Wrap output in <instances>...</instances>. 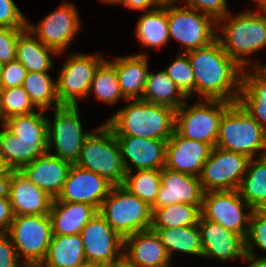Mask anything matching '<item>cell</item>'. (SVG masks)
Instances as JSON below:
<instances>
[{"label":"cell","instance_id":"cell-33","mask_svg":"<svg viewBox=\"0 0 266 267\" xmlns=\"http://www.w3.org/2000/svg\"><path fill=\"white\" fill-rule=\"evenodd\" d=\"M238 190L252 209H260L266 203V155L249 159Z\"/></svg>","mask_w":266,"mask_h":267},{"label":"cell","instance_id":"cell-7","mask_svg":"<svg viewBox=\"0 0 266 267\" xmlns=\"http://www.w3.org/2000/svg\"><path fill=\"white\" fill-rule=\"evenodd\" d=\"M232 104L220 99H200L189 106L185 101L175 110L174 131L187 139L216 147L220 120Z\"/></svg>","mask_w":266,"mask_h":267},{"label":"cell","instance_id":"cell-46","mask_svg":"<svg viewBox=\"0 0 266 267\" xmlns=\"http://www.w3.org/2000/svg\"><path fill=\"white\" fill-rule=\"evenodd\" d=\"M7 233H0V267H26Z\"/></svg>","mask_w":266,"mask_h":267},{"label":"cell","instance_id":"cell-28","mask_svg":"<svg viewBox=\"0 0 266 267\" xmlns=\"http://www.w3.org/2000/svg\"><path fill=\"white\" fill-rule=\"evenodd\" d=\"M59 54L52 48L44 45L29 29L25 28L16 43V60L27 72H49L54 63L51 56Z\"/></svg>","mask_w":266,"mask_h":267},{"label":"cell","instance_id":"cell-12","mask_svg":"<svg viewBox=\"0 0 266 267\" xmlns=\"http://www.w3.org/2000/svg\"><path fill=\"white\" fill-rule=\"evenodd\" d=\"M246 210V213L244 209ZM253 209L241 198L239 190L204 193L201 215L246 238Z\"/></svg>","mask_w":266,"mask_h":267},{"label":"cell","instance_id":"cell-29","mask_svg":"<svg viewBox=\"0 0 266 267\" xmlns=\"http://www.w3.org/2000/svg\"><path fill=\"white\" fill-rule=\"evenodd\" d=\"M134 32L138 43L143 47L161 49L167 46L170 41L167 2L144 12L138 19Z\"/></svg>","mask_w":266,"mask_h":267},{"label":"cell","instance_id":"cell-14","mask_svg":"<svg viewBox=\"0 0 266 267\" xmlns=\"http://www.w3.org/2000/svg\"><path fill=\"white\" fill-rule=\"evenodd\" d=\"M249 158L241 153L213 147L199 175L203 190H238L246 173Z\"/></svg>","mask_w":266,"mask_h":267},{"label":"cell","instance_id":"cell-42","mask_svg":"<svg viewBox=\"0 0 266 267\" xmlns=\"http://www.w3.org/2000/svg\"><path fill=\"white\" fill-rule=\"evenodd\" d=\"M27 21L13 0H0V27L27 28Z\"/></svg>","mask_w":266,"mask_h":267},{"label":"cell","instance_id":"cell-48","mask_svg":"<svg viewBox=\"0 0 266 267\" xmlns=\"http://www.w3.org/2000/svg\"><path fill=\"white\" fill-rule=\"evenodd\" d=\"M120 5L135 11H150L162 4L159 0H120Z\"/></svg>","mask_w":266,"mask_h":267},{"label":"cell","instance_id":"cell-47","mask_svg":"<svg viewBox=\"0 0 266 267\" xmlns=\"http://www.w3.org/2000/svg\"><path fill=\"white\" fill-rule=\"evenodd\" d=\"M14 218L9 198L0 199V233H7Z\"/></svg>","mask_w":266,"mask_h":267},{"label":"cell","instance_id":"cell-25","mask_svg":"<svg viewBox=\"0 0 266 267\" xmlns=\"http://www.w3.org/2000/svg\"><path fill=\"white\" fill-rule=\"evenodd\" d=\"M238 103L266 131V68H244Z\"/></svg>","mask_w":266,"mask_h":267},{"label":"cell","instance_id":"cell-34","mask_svg":"<svg viewBox=\"0 0 266 267\" xmlns=\"http://www.w3.org/2000/svg\"><path fill=\"white\" fill-rule=\"evenodd\" d=\"M46 111L38 110L25 115L12 116L3 124L17 139L36 141V145H48Z\"/></svg>","mask_w":266,"mask_h":267},{"label":"cell","instance_id":"cell-8","mask_svg":"<svg viewBox=\"0 0 266 267\" xmlns=\"http://www.w3.org/2000/svg\"><path fill=\"white\" fill-rule=\"evenodd\" d=\"M7 235L25 266L38 267L46 257L53 236L50 216L49 214L14 216Z\"/></svg>","mask_w":266,"mask_h":267},{"label":"cell","instance_id":"cell-54","mask_svg":"<svg viewBox=\"0 0 266 267\" xmlns=\"http://www.w3.org/2000/svg\"><path fill=\"white\" fill-rule=\"evenodd\" d=\"M100 1L103 2V3H105V4H107V5H108V4H109V5H111V4H112V5H113V4H115V5L117 4V5H118V4L120 3V0H100Z\"/></svg>","mask_w":266,"mask_h":267},{"label":"cell","instance_id":"cell-20","mask_svg":"<svg viewBox=\"0 0 266 267\" xmlns=\"http://www.w3.org/2000/svg\"><path fill=\"white\" fill-rule=\"evenodd\" d=\"M212 147L178 135L175 131L166 143V168L199 177Z\"/></svg>","mask_w":266,"mask_h":267},{"label":"cell","instance_id":"cell-37","mask_svg":"<svg viewBox=\"0 0 266 267\" xmlns=\"http://www.w3.org/2000/svg\"><path fill=\"white\" fill-rule=\"evenodd\" d=\"M91 93L96 100L107 105L117 104L120 99L126 100L120 90L115 66L106 58L99 64L94 73L89 96Z\"/></svg>","mask_w":266,"mask_h":267},{"label":"cell","instance_id":"cell-40","mask_svg":"<svg viewBox=\"0 0 266 267\" xmlns=\"http://www.w3.org/2000/svg\"><path fill=\"white\" fill-rule=\"evenodd\" d=\"M176 55L177 56L173 59L172 63L164 70L181 93L189 99L195 93L194 72L188 56L185 53L181 52Z\"/></svg>","mask_w":266,"mask_h":267},{"label":"cell","instance_id":"cell-43","mask_svg":"<svg viewBox=\"0 0 266 267\" xmlns=\"http://www.w3.org/2000/svg\"><path fill=\"white\" fill-rule=\"evenodd\" d=\"M178 3L180 0H176ZM187 7L211 16L216 22L229 13L227 0H182Z\"/></svg>","mask_w":266,"mask_h":267},{"label":"cell","instance_id":"cell-56","mask_svg":"<svg viewBox=\"0 0 266 267\" xmlns=\"http://www.w3.org/2000/svg\"><path fill=\"white\" fill-rule=\"evenodd\" d=\"M259 210L266 214V203Z\"/></svg>","mask_w":266,"mask_h":267},{"label":"cell","instance_id":"cell-6","mask_svg":"<svg viewBox=\"0 0 266 267\" xmlns=\"http://www.w3.org/2000/svg\"><path fill=\"white\" fill-rule=\"evenodd\" d=\"M98 211L123 239L151 229V206L123 186H112Z\"/></svg>","mask_w":266,"mask_h":267},{"label":"cell","instance_id":"cell-11","mask_svg":"<svg viewBox=\"0 0 266 267\" xmlns=\"http://www.w3.org/2000/svg\"><path fill=\"white\" fill-rule=\"evenodd\" d=\"M63 62L56 79L57 95L61 106H78L87 99L94 73L105 59L103 53H71Z\"/></svg>","mask_w":266,"mask_h":267},{"label":"cell","instance_id":"cell-38","mask_svg":"<svg viewBox=\"0 0 266 267\" xmlns=\"http://www.w3.org/2000/svg\"><path fill=\"white\" fill-rule=\"evenodd\" d=\"M127 172L123 187L152 206L155 203L161 185V170L145 169Z\"/></svg>","mask_w":266,"mask_h":267},{"label":"cell","instance_id":"cell-55","mask_svg":"<svg viewBox=\"0 0 266 267\" xmlns=\"http://www.w3.org/2000/svg\"><path fill=\"white\" fill-rule=\"evenodd\" d=\"M74 267H99V266L91 264L89 262H85V263H82V264H80L78 266H74Z\"/></svg>","mask_w":266,"mask_h":267},{"label":"cell","instance_id":"cell-27","mask_svg":"<svg viewBox=\"0 0 266 267\" xmlns=\"http://www.w3.org/2000/svg\"><path fill=\"white\" fill-rule=\"evenodd\" d=\"M0 130V154L6 167L19 171L48 151V145H36V141L17 139L3 124Z\"/></svg>","mask_w":266,"mask_h":267},{"label":"cell","instance_id":"cell-51","mask_svg":"<svg viewBox=\"0 0 266 267\" xmlns=\"http://www.w3.org/2000/svg\"><path fill=\"white\" fill-rule=\"evenodd\" d=\"M102 267H138L137 265L131 263L124 255L116 261L111 262L108 265Z\"/></svg>","mask_w":266,"mask_h":267},{"label":"cell","instance_id":"cell-9","mask_svg":"<svg viewBox=\"0 0 266 267\" xmlns=\"http://www.w3.org/2000/svg\"><path fill=\"white\" fill-rule=\"evenodd\" d=\"M177 4L167 2L169 38L182 45L183 53L204 48L216 40L217 22L211 16Z\"/></svg>","mask_w":266,"mask_h":267},{"label":"cell","instance_id":"cell-1","mask_svg":"<svg viewBox=\"0 0 266 267\" xmlns=\"http://www.w3.org/2000/svg\"><path fill=\"white\" fill-rule=\"evenodd\" d=\"M185 54L194 72L195 93L201 99L238 102L244 68L224 51L217 39Z\"/></svg>","mask_w":266,"mask_h":267},{"label":"cell","instance_id":"cell-36","mask_svg":"<svg viewBox=\"0 0 266 267\" xmlns=\"http://www.w3.org/2000/svg\"><path fill=\"white\" fill-rule=\"evenodd\" d=\"M202 206L177 203L162 208H152L151 228L188 227L196 225Z\"/></svg>","mask_w":266,"mask_h":267},{"label":"cell","instance_id":"cell-23","mask_svg":"<svg viewBox=\"0 0 266 267\" xmlns=\"http://www.w3.org/2000/svg\"><path fill=\"white\" fill-rule=\"evenodd\" d=\"M9 200L14 216L49 214L53 198L20 171L11 170Z\"/></svg>","mask_w":266,"mask_h":267},{"label":"cell","instance_id":"cell-26","mask_svg":"<svg viewBox=\"0 0 266 267\" xmlns=\"http://www.w3.org/2000/svg\"><path fill=\"white\" fill-rule=\"evenodd\" d=\"M98 209L86 203H73L53 199L49 216L53 235L80 234Z\"/></svg>","mask_w":266,"mask_h":267},{"label":"cell","instance_id":"cell-53","mask_svg":"<svg viewBox=\"0 0 266 267\" xmlns=\"http://www.w3.org/2000/svg\"><path fill=\"white\" fill-rule=\"evenodd\" d=\"M7 170H8V168L4 164L2 156L0 154V175L4 174Z\"/></svg>","mask_w":266,"mask_h":267},{"label":"cell","instance_id":"cell-49","mask_svg":"<svg viewBox=\"0 0 266 267\" xmlns=\"http://www.w3.org/2000/svg\"><path fill=\"white\" fill-rule=\"evenodd\" d=\"M11 182V170L8 169L4 174L0 175V199L9 198Z\"/></svg>","mask_w":266,"mask_h":267},{"label":"cell","instance_id":"cell-41","mask_svg":"<svg viewBox=\"0 0 266 267\" xmlns=\"http://www.w3.org/2000/svg\"><path fill=\"white\" fill-rule=\"evenodd\" d=\"M246 253L257 256L254 248L266 252V214L259 209H253L248 232L245 238ZM266 258V256H261Z\"/></svg>","mask_w":266,"mask_h":267},{"label":"cell","instance_id":"cell-21","mask_svg":"<svg viewBox=\"0 0 266 267\" xmlns=\"http://www.w3.org/2000/svg\"><path fill=\"white\" fill-rule=\"evenodd\" d=\"M71 164L48 152L23 166L19 171L51 198L60 194Z\"/></svg>","mask_w":266,"mask_h":267},{"label":"cell","instance_id":"cell-31","mask_svg":"<svg viewBox=\"0 0 266 267\" xmlns=\"http://www.w3.org/2000/svg\"><path fill=\"white\" fill-rule=\"evenodd\" d=\"M158 235L170 259L176 252L202 258L201 237L198 224L188 227L151 228Z\"/></svg>","mask_w":266,"mask_h":267},{"label":"cell","instance_id":"cell-19","mask_svg":"<svg viewBox=\"0 0 266 267\" xmlns=\"http://www.w3.org/2000/svg\"><path fill=\"white\" fill-rule=\"evenodd\" d=\"M126 172L145 169L161 170L165 166L167 140L116 136ZM133 167V168H132Z\"/></svg>","mask_w":266,"mask_h":267},{"label":"cell","instance_id":"cell-15","mask_svg":"<svg viewBox=\"0 0 266 267\" xmlns=\"http://www.w3.org/2000/svg\"><path fill=\"white\" fill-rule=\"evenodd\" d=\"M80 235L86 262L102 267L123 256L124 239L99 211L84 226Z\"/></svg>","mask_w":266,"mask_h":267},{"label":"cell","instance_id":"cell-5","mask_svg":"<svg viewBox=\"0 0 266 267\" xmlns=\"http://www.w3.org/2000/svg\"><path fill=\"white\" fill-rule=\"evenodd\" d=\"M216 147L249 159L265 156L266 131L238 102L233 103L220 120Z\"/></svg>","mask_w":266,"mask_h":267},{"label":"cell","instance_id":"cell-22","mask_svg":"<svg viewBox=\"0 0 266 267\" xmlns=\"http://www.w3.org/2000/svg\"><path fill=\"white\" fill-rule=\"evenodd\" d=\"M123 255L138 267H168L171 259L156 232L139 231L124 238Z\"/></svg>","mask_w":266,"mask_h":267},{"label":"cell","instance_id":"cell-4","mask_svg":"<svg viewBox=\"0 0 266 267\" xmlns=\"http://www.w3.org/2000/svg\"><path fill=\"white\" fill-rule=\"evenodd\" d=\"M75 165L100 175L112 186H122L127 173L118 140L105 122L85 138Z\"/></svg>","mask_w":266,"mask_h":267},{"label":"cell","instance_id":"cell-32","mask_svg":"<svg viewBox=\"0 0 266 267\" xmlns=\"http://www.w3.org/2000/svg\"><path fill=\"white\" fill-rule=\"evenodd\" d=\"M155 72V70H149L145 91L141 100L148 103L165 105L177 110L185 103L187 98L169 78L164 69L157 73Z\"/></svg>","mask_w":266,"mask_h":267},{"label":"cell","instance_id":"cell-17","mask_svg":"<svg viewBox=\"0 0 266 267\" xmlns=\"http://www.w3.org/2000/svg\"><path fill=\"white\" fill-rule=\"evenodd\" d=\"M198 227L201 237L202 258H215L224 263L232 259H244L245 240L241 236L227 230L219 223L205 219L202 215Z\"/></svg>","mask_w":266,"mask_h":267},{"label":"cell","instance_id":"cell-18","mask_svg":"<svg viewBox=\"0 0 266 267\" xmlns=\"http://www.w3.org/2000/svg\"><path fill=\"white\" fill-rule=\"evenodd\" d=\"M204 193L199 177L163 167L159 193L151 208L177 203L202 206Z\"/></svg>","mask_w":266,"mask_h":267},{"label":"cell","instance_id":"cell-30","mask_svg":"<svg viewBox=\"0 0 266 267\" xmlns=\"http://www.w3.org/2000/svg\"><path fill=\"white\" fill-rule=\"evenodd\" d=\"M85 262L80 234L53 235L46 257L38 267H74Z\"/></svg>","mask_w":266,"mask_h":267},{"label":"cell","instance_id":"cell-57","mask_svg":"<svg viewBox=\"0 0 266 267\" xmlns=\"http://www.w3.org/2000/svg\"><path fill=\"white\" fill-rule=\"evenodd\" d=\"M3 63L2 62H0V79H1V72H2V69H3Z\"/></svg>","mask_w":266,"mask_h":267},{"label":"cell","instance_id":"cell-2","mask_svg":"<svg viewBox=\"0 0 266 267\" xmlns=\"http://www.w3.org/2000/svg\"><path fill=\"white\" fill-rule=\"evenodd\" d=\"M216 35L224 51L243 68L263 67L249 56L266 48V12L249 9L236 15L229 13L217 21Z\"/></svg>","mask_w":266,"mask_h":267},{"label":"cell","instance_id":"cell-10","mask_svg":"<svg viewBox=\"0 0 266 267\" xmlns=\"http://www.w3.org/2000/svg\"><path fill=\"white\" fill-rule=\"evenodd\" d=\"M53 112V121L47 118V152L71 165L76 164L83 142L91 131L83 130L78 106H61ZM54 149L56 152L51 153Z\"/></svg>","mask_w":266,"mask_h":267},{"label":"cell","instance_id":"cell-45","mask_svg":"<svg viewBox=\"0 0 266 267\" xmlns=\"http://www.w3.org/2000/svg\"><path fill=\"white\" fill-rule=\"evenodd\" d=\"M26 74V68L18 60L5 63L1 72L0 89L22 86Z\"/></svg>","mask_w":266,"mask_h":267},{"label":"cell","instance_id":"cell-16","mask_svg":"<svg viewBox=\"0 0 266 267\" xmlns=\"http://www.w3.org/2000/svg\"><path fill=\"white\" fill-rule=\"evenodd\" d=\"M111 188L112 185L100 175L73 164L69 168L63 188L56 199L91 204L99 210Z\"/></svg>","mask_w":266,"mask_h":267},{"label":"cell","instance_id":"cell-13","mask_svg":"<svg viewBox=\"0 0 266 267\" xmlns=\"http://www.w3.org/2000/svg\"><path fill=\"white\" fill-rule=\"evenodd\" d=\"M73 3L64 1L43 17L38 25L27 21L29 29L44 45L63 55L81 29V18Z\"/></svg>","mask_w":266,"mask_h":267},{"label":"cell","instance_id":"cell-44","mask_svg":"<svg viewBox=\"0 0 266 267\" xmlns=\"http://www.w3.org/2000/svg\"><path fill=\"white\" fill-rule=\"evenodd\" d=\"M24 29L0 27V62L3 64L16 59V43Z\"/></svg>","mask_w":266,"mask_h":267},{"label":"cell","instance_id":"cell-24","mask_svg":"<svg viewBox=\"0 0 266 267\" xmlns=\"http://www.w3.org/2000/svg\"><path fill=\"white\" fill-rule=\"evenodd\" d=\"M148 59L149 56L142 52L109 60L115 66L120 90L126 101L142 99L149 72Z\"/></svg>","mask_w":266,"mask_h":267},{"label":"cell","instance_id":"cell-52","mask_svg":"<svg viewBox=\"0 0 266 267\" xmlns=\"http://www.w3.org/2000/svg\"><path fill=\"white\" fill-rule=\"evenodd\" d=\"M257 4L258 12H266V0H253Z\"/></svg>","mask_w":266,"mask_h":267},{"label":"cell","instance_id":"cell-50","mask_svg":"<svg viewBox=\"0 0 266 267\" xmlns=\"http://www.w3.org/2000/svg\"><path fill=\"white\" fill-rule=\"evenodd\" d=\"M243 261L248 262L246 267H266V258L245 253Z\"/></svg>","mask_w":266,"mask_h":267},{"label":"cell","instance_id":"cell-58","mask_svg":"<svg viewBox=\"0 0 266 267\" xmlns=\"http://www.w3.org/2000/svg\"><path fill=\"white\" fill-rule=\"evenodd\" d=\"M161 3H164V2H172V1H176V0H159Z\"/></svg>","mask_w":266,"mask_h":267},{"label":"cell","instance_id":"cell-35","mask_svg":"<svg viewBox=\"0 0 266 267\" xmlns=\"http://www.w3.org/2000/svg\"><path fill=\"white\" fill-rule=\"evenodd\" d=\"M22 87L38 110L48 111L61 107L56 80H53L48 72H27Z\"/></svg>","mask_w":266,"mask_h":267},{"label":"cell","instance_id":"cell-3","mask_svg":"<svg viewBox=\"0 0 266 267\" xmlns=\"http://www.w3.org/2000/svg\"><path fill=\"white\" fill-rule=\"evenodd\" d=\"M127 101V106L118 110L105 122L115 136L168 140L174 133L173 108L141 99Z\"/></svg>","mask_w":266,"mask_h":267},{"label":"cell","instance_id":"cell-39","mask_svg":"<svg viewBox=\"0 0 266 267\" xmlns=\"http://www.w3.org/2000/svg\"><path fill=\"white\" fill-rule=\"evenodd\" d=\"M38 111L22 86L0 89V122Z\"/></svg>","mask_w":266,"mask_h":267}]
</instances>
